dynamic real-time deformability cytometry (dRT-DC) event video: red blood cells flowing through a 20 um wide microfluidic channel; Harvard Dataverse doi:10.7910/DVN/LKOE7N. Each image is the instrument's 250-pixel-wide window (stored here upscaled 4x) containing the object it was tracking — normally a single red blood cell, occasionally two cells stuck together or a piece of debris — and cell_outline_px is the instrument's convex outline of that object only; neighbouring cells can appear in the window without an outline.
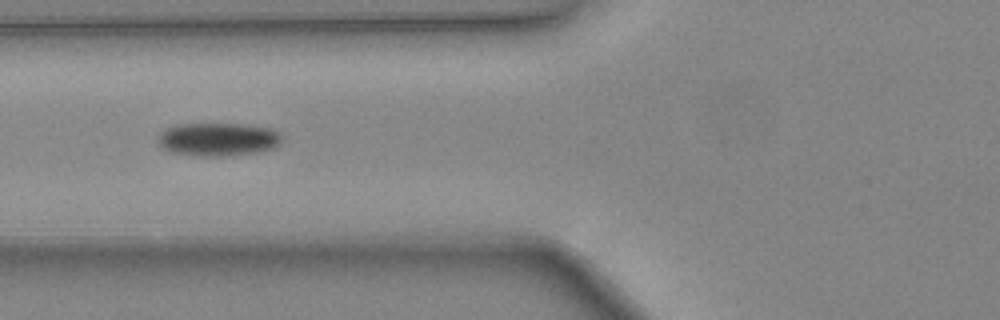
{"species": "common noctule bat (a hibernating species)", "species_latin": "Nyctalus noctula", "temperature_condition": "warm", "stored_images_in_passage": 15, "camera_frame_rate_fps": 3000, "um_per_image_px": 0.085, "animal": {"sex": "female", "body_mass_g": 24.6, "forearm_length_mm": 56.2}, "frame": {"image": 1, "passage_image": 5, "time_ms": 1.333, "image_size_px": [1000, 320], "cell_outline_px": [[280, 144], [272, 148], [256, 152], [224, 156], [196, 156], [172, 152], [164, 148], [160, 144], [160, 132], [176, 124], [244, 124], [272, 128], [280, 132]], "centroid_in_image_um": [18.56, 11.84], "position_along_channel_um": 107.2, "area_um2": 23.81}}
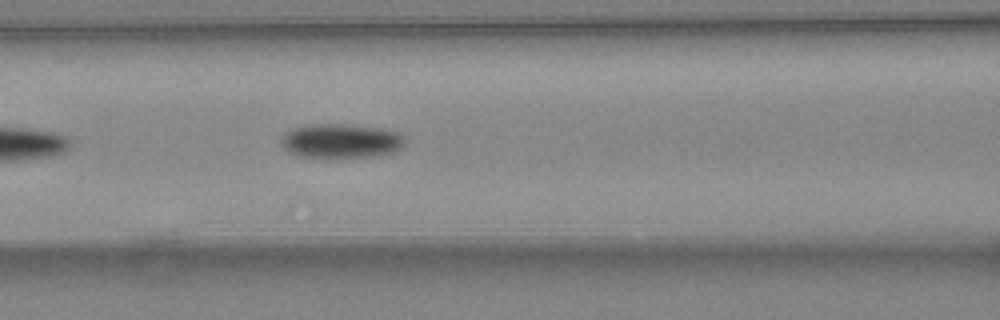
{"frame": {"image": 2, "passage_image": 7, "time_ms": 2.0, "image_size_px": [1000, 320], "cell_outline_px": [[404, 144], [400, 148], [392, 152], [376, 156], [336, 160], [296, 156], [288, 152], [280, 144], [280, 140], [292, 128], [304, 124], [344, 124], [380, 128], [396, 132], [404, 136]], "centroid_in_image_um": [28.93, 12.02], "position_along_channel_um": 137.7, "area_um2": 25.55}}
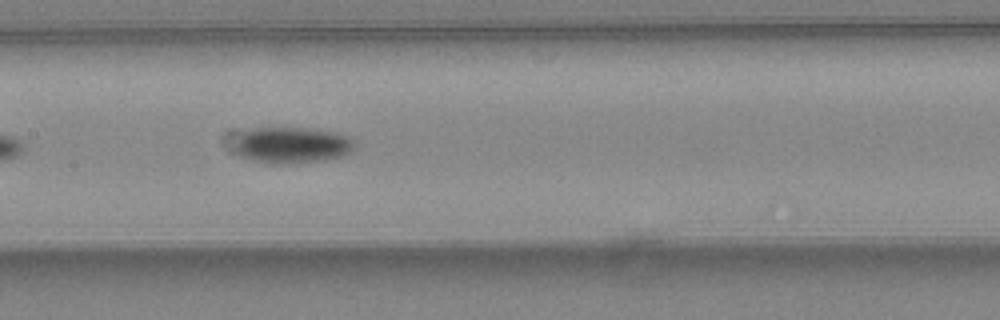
{"frame": {"image": 3, "passage_image": 10, "time_ms": 3.0, "image_size_px": [1000, 320], "cell_outline_px": [[356, 144], [352, 152], [344, 156], [324, 160], [284, 164], [280, 164], [256, 160], [240, 156], [236, 152], [236, 148], [240, 132], [244, 128], [312, 128], [336, 132], [352, 136]], "centroid_in_image_um": [24.9, 12.31], "position_along_channel_um": 182.5, "area_um2": 25.61}}